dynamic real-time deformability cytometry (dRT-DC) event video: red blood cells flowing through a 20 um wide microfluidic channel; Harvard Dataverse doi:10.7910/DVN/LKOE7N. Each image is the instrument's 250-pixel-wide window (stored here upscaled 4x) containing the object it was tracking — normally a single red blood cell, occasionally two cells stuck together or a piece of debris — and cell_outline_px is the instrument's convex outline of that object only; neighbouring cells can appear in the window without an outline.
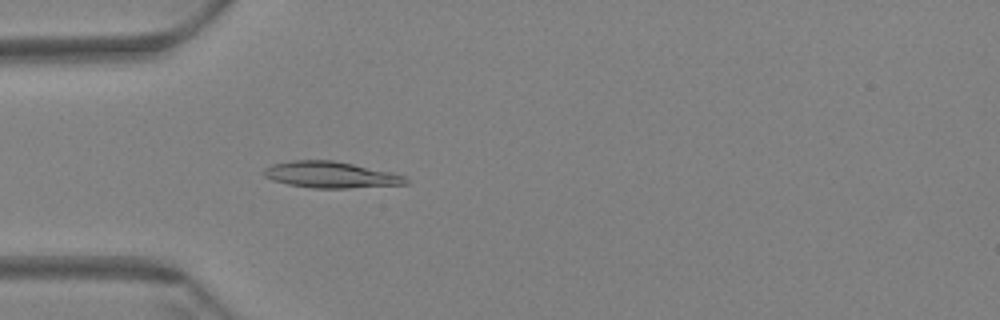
{"species": "Egyptian fruit bat (a non-hibernating species)", "species_latin": "Rousettus aegyptiacus", "temperature_condition": "warm", "stored_images_in_passage": 60, "camera_frame_rate_fps": 3000, "um_per_image_px": 0.085, "animal": {"sex": "female"}, "frame": {"image": 1, "passage_image": 18, "time_ms": 5.667, "image_size_px": [1000, 320], "cell_outline_px": [[408, 184], [348, 188], [312, 188], [288, 184], [272, 180], [264, 176], [264, 168], [272, 164], [292, 160], [332, 160], [392, 172], [404, 176], [408, 180]], "centroid_in_image_um": [28.1, 14.85], "position_along_channel_um": 56.9, "area_um2": 21.68}}
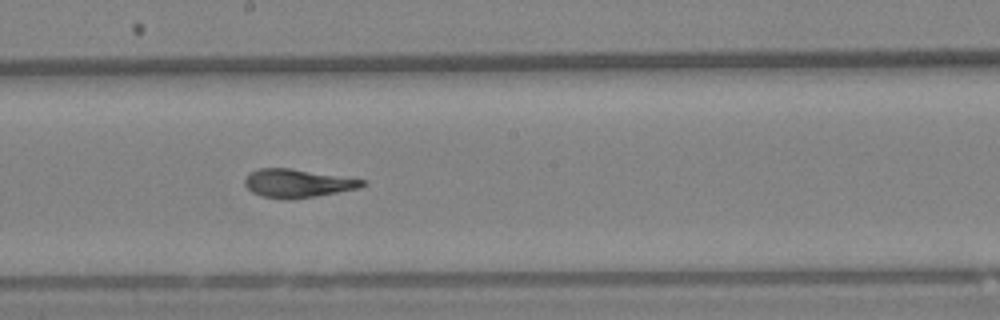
{"frame": {"image": 2, "passage_image": 33, "time_ms": 10.667, "image_size_px": [1000, 320], "cell_outline_px": [[368, 184], [360, 188], [316, 196], [288, 200], [284, 200], [264, 196], [252, 192], [244, 184], [244, 180], [252, 172], [260, 168], [288, 168], [368, 180]], "centroid_in_image_um": [25.35, 15.59], "position_along_channel_um": 222.9, "area_um2": 19.36}}
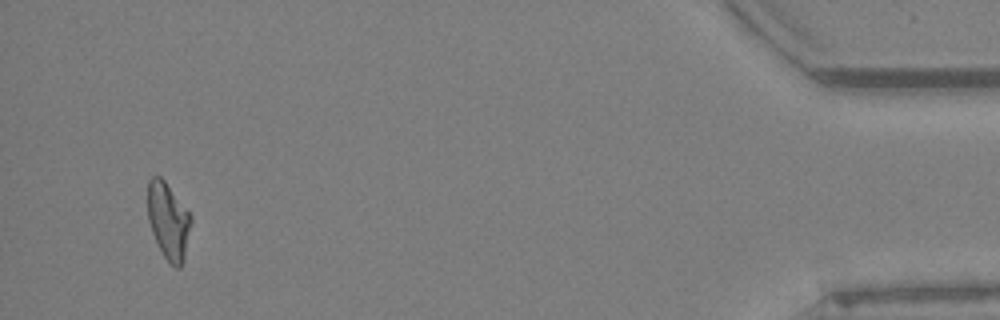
{"frame": {"image": 3, "passage_image": 57, "time_ms": 18.667, "image_size_px": [1000, 320], "cell_outline_px": [[192, 220], [184, 260], [180, 268], [176, 268], [168, 264], [152, 232], [148, 220], [148, 180], [152, 176], [160, 176], [164, 180], [192, 216]], "centroid_in_image_um": [14.31, 18.8], "position_along_channel_um": 420.9, "area_um2": 19.31}, "authors_computed_cell_mechanics": {"area_um2": 19.9988, "velocity_mm_per_s": 3.4357, "shape_relaxation_time_tau1_ms": 7.4216, "shape_relaxation_time_tau2_ms": 1.9975, "deformation_change_tau1": 0.2142, "deformation_change_tau2": 0.0872}}